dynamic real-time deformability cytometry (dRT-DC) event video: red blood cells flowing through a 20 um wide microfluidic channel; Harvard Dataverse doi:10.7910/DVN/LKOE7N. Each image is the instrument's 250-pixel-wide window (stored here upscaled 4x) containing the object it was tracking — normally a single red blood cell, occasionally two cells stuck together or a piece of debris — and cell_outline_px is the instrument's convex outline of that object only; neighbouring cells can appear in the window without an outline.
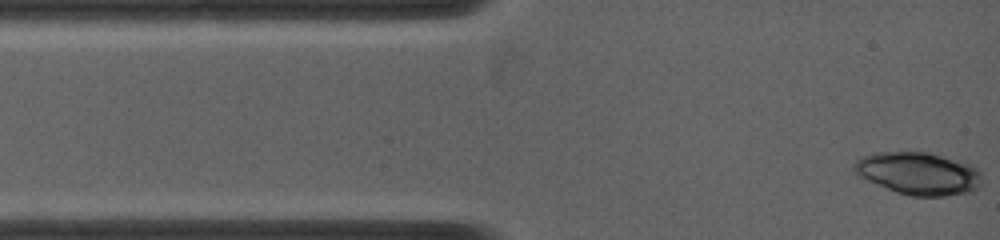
{"species": "common noctule bat (a hibernating species)", "species_latin": "Nyctalus noctula", "temperature_condition": "warm", "stored_images_in_passage": 6, "camera_frame_rate_fps": 5000, "um_per_image_px": 0.085, "animal": {"sex": "female", "body_mass_g": 19.0, "forearm_length_mm": 53.3}, "frame": {"image": 1, "passage_image": 1, "time_ms": 0.0, "image_size_px": [1000, 240], "cell_outline_px": [[980, 184], [972, 192], [944, 196], [912, 196], [896, 192], [868, 180], [860, 176], [852, 168], [852, 164], [856, 160], [864, 156], [876, 152], [928, 152], [964, 160], [976, 168], [980, 172]], "centroid_in_image_um": [78.1, 14.73], "position_along_channel_um": 6.9, "area_um2": 31.73}}
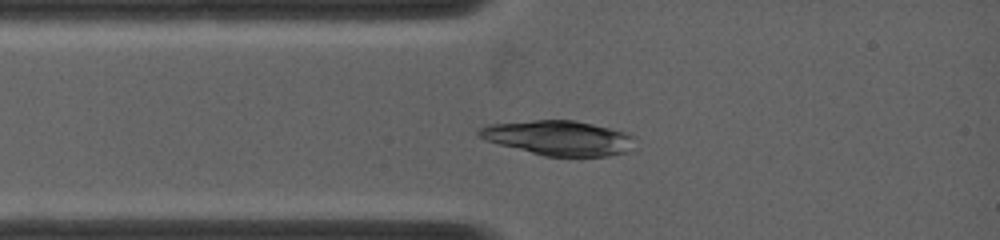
{"frame": {"image": 2, "passage_image": 6, "time_ms": 1.0, "image_size_px": [1000, 240], "cell_outline_px": [[636, 136], [628, 148], [624, 152], [608, 156], [544, 156], [484, 140], [476, 136], [476, 132], [480, 128], [488, 124], [532, 120], [576, 120], [628, 132]], "centroid_in_image_um": [47.44, 11.71], "position_along_channel_um": 37.6, "area_um2": 31.56}}